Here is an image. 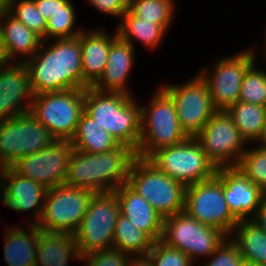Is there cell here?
Instances as JSON below:
<instances>
[{
	"label": "cell",
	"mask_w": 266,
	"mask_h": 266,
	"mask_svg": "<svg viewBox=\"0 0 266 266\" xmlns=\"http://www.w3.org/2000/svg\"><path fill=\"white\" fill-rule=\"evenodd\" d=\"M49 41H42L35 55L24 62L33 95L83 89L79 35Z\"/></svg>",
	"instance_id": "obj_1"
},
{
	"label": "cell",
	"mask_w": 266,
	"mask_h": 266,
	"mask_svg": "<svg viewBox=\"0 0 266 266\" xmlns=\"http://www.w3.org/2000/svg\"><path fill=\"white\" fill-rule=\"evenodd\" d=\"M136 157V151L124 144L94 154L73 149L65 184L86 188L94 193L113 192L127 182Z\"/></svg>",
	"instance_id": "obj_2"
},
{
	"label": "cell",
	"mask_w": 266,
	"mask_h": 266,
	"mask_svg": "<svg viewBox=\"0 0 266 266\" xmlns=\"http://www.w3.org/2000/svg\"><path fill=\"white\" fill-rule=\"evenodd\" d=\"M135 95L85 89L84 111L99 129L111 134L119 144L137 151L141 137V108Z\"/></svg>",
	"instance_id": "obj_3"
},
{
	"label": "cell",
	"mask_w": 266,
	"mask_h": 266,
	"mask_svg": "<svg viewBox=\"0 0 266 266\" xmlns=\"http://www.w3.org/2000/svg\"><path fill=\"white\" fill-rule=\"evenodd\" d=\"M141 105V137L136 156L148 159L155 151L177 145L188 137L182 131L172 98L160 87Z\"/></svg>",
	"instance_id": "obj_4"
},
{
	"label": "cell",
	"mask_w": 266,
	"mask_h": 266,
	"mask_svg": "<svg viewBox=\"0 0 266 266\" xmlns=\"http://www.w3.org/2000/svg\"><path fill=\"white\" fill-rule=\"evenodd\" d=\"M127 183L166 218L184 211L185 186L158 170L147 159L136 157Z\"/></svg>",
	"instance_id": "obj_5"
},
{
	"label": "cell",
	"mask_w": 266,
	"mask_h": 266,
	"mask_svg": "<svg viewBox=\"0 0 266 266\" xmlns=\"http://www.w3.org/2000/svg\"><path fill=\"white\" fill-rule=\"evenodd\" d=\"M85 89L78 88L33 96L31 114L55 139L71 140L84 111Z\"/></svg>",
	"instance_id": "obj_6"
},
{
	"label": "cell",
	"mask_w": 266,
	"mask_h": 266,
	"mask_svg": "<svg viewBox=\"0 0 266 266\" xmlns=\"http://www.w3.org/2000/svg\"><path fill=\"white\" fill-rule=\"evenodd\" d=\"M147 160L185 187L213 178L217 170L194 137L155 151Z\"/></svg>",
	"instance_id": "obj_7"
},
{
	"label": "cell",
	"mask_w": 266,
	"mask_h": 266,
	"mask_svg": "<svg viewBox=\"0 0 266 266\" xmlns=\"http://www.w3.org/2000/svg\"><path fill=\"white\" fill-rule=\"evenodd\" d=\"M120 202L113 192L95 193L90 200L74 239L81 256L112 248Z\"/></svg>",
	"instance_id": "obj_8"
},
{
	"label": "cell",
	"mask_w": 266,
	"mask_h": 266,
	"mask_svg": "<svg viewBox=\"0 0 266 266\" xmlns=\"http://www.w3.org/2000/svg\"><path fill=\"white\" fill-rule=\"evenodd\" d=\"M227 238L222 230L204 225L182 211L164 218L160 240L184 252L194 263L199 257H210Z\"/></svg>",
	"instance_id": "obj_9"
},
{
	"label": "cell",
	"mask_w": 266,
	"mask_h": 266,
	"mask_svg": "<svg viewBox=\"0 0 266 266\" xmlns=\"http://www.w3.org/2000/svg\"><path fill=\"white\" fill-rule=\"evenodd\" d=\"M95 193L65 183L48 188L43 212L36 226L51 232L74 234Z\"/></svg>",
	"instance_id": "obj_10"
},
{
	"label": "cell",
	"mask_w": 266,
	"mask_h": 266,
	"mask_svg": "<svg viewBox=\"0 0 266 266\" xmlns=\"http://www.w3.org/2000/svg\"><path fill=\"white\" fill-rule=\"evenodd\" d=\"M253 46L234 55L214 61L213 67L200 69L198 74L207 83L212 103L217 110H227L238 102L241 84L247 69L256 62Z\"/></svg>",
	"instance_id": "obj_11"
},
{
	"label": "cell",
	"mask_w": 266,
	"mask_h": 266,
	"mask_svg": "<svg viewBox=\"0 0 266 266\" xmlns=\"http://www.w3.org/2000/svg\"><path fill=\"white\" fill-rule=\"evenodd\" d=\"M55 138L27 112L0 123V168L46 148Z\"/></svg>",
	"instance_id": "obj_12"
},
{
	"label": "cell",
	"mask_w": 266,
	"mask_h": 266,
	"mask_svg": "<svg viewBox=\"0 0 266 266\" xmlns=\"http://www.w3.org/2000/svg\"><path fill=\"white\" fill-rule=\"evenodd\" d=\"M173 100L177 118L187 137H195L217 111L207 83L199 74L181 84L160 86Z\"/></svg>",
	"instance_id": "obj_13"
},
{
	"label": "cell",
	"mask_w": 266,
	"mask_h": 266,
	"mask_svg": "<svg viewBox=\"0 0 266 266\" xmlns=\"http://www.w3.org/2000/svg\"><path fill=\"white\" fill-rule=\"evenodd\" d=\"M184 211L198 222L231 235L238 221L224 197V183L213 178L185 187Z\"/></svg>",
	"instance_id": "obj_14"
},
{
	"label": "cell",
	"mask_w": 266,
	"mask_h": 266,
	"mask_svg": "<svg viewBox=\"0 0 266 266\" xmlns=\"http://www.w3.org/2000/svg\"><path fill=\"white\" fill-rule=\"evenodd\" d=\"M194 138L216 168L236 167L248 146L227 110H217Z\"/></svg>",
	"instance_id": "obj_15"
},
{
	"label": "cell",
	"mask_w": 266,
	"mask_h": 266,
	"mask_svg": "<svg viewBox=\"0 0 266 266\" xmlns=\"http://www.w3.org/2000/svg\"><path fill=\"white\" fill-rule=\"evenodd\" d=\"M73 146L69 140L54 139L46 148L17 160L11 168L47 189L65 183Z\"/></svg>",
	"instance_id": "obj_16"
},
{
	"label": "cell",
	"mask_w": 266,
	"mask_h": 266,
	"mask_svg": "<svg viewBox=\"0 0 266 266\" xmlns=\"http://www.w3.org/2000/svg\"><path fill=\"white\" fill-rule=\"evenodd\" d=\"M3 205L15 212H29L34 210L31 224H37L43 212L47 188L41 183L17 174L11 167L2 168Z\"/></svg>",
	"instance_id": "obj_17"
},
{
	"label": "cell",
	"mask_w": 266,
	"mask_h": 266,
	"mask_svg": "<svg viewBox=\"0 0 266 266\" xmlns=\"http://www.w3.org/2000/svg\"><path fill=\"white\" fill-rule=\"evenodd\" d=\"M216 176L224 183V197L232 216L239 222L251 220L265 192L236 167H220Z\"/></svg>",
	"instance_id": "obj_18"
},
{
	"label": "cell",
	"mask_w": 266,
	"mask_h": 266,
	"mask_svg": "<svg viewBox=\"0 0 266 266\" xmlns=\"http://www.w3.org/2000/svg\"><path fill=\"white\" fill-rule=\"evenodd\" d=\"M33 96L25 63L11 62L0 68V123L30 112Z\"/></svg>",
	"instance_id": "obj_19"
},
{
	"label": "cell",
	"mask_w": 266,
	"mask_h": 266,
	"mask_svg": "<svg viewBox=\"0 0 266 266\" xmlns=\"http://www.w3.org/2000/svg\"><path fill=\"white\" fill-rule=\"evenodd\" d=\"M134 57L135 47L117 36L111 42L104 72L92 87L102 92L134 95L127 82L135 62Z\"/></svg>",
	"instance_id": "obj_20"
},
{
	"label": "cell",
	"mask_w": 266,
	"mask_h": 266,
	"mask_svg": "<svg viewBox=\"0 0 266 266\" xmlns=\"http://www.w3.org/2000/svg\"><path fill=\"white\" fill-rule=\"evenodd\" d=\"M83 30L79 34L83 69V89L92 87L102 76L107 64L111 42L117 30L109 34L105 29ZM105 30V31H104Z\"/></svg>",
	"instance_id": "obj_21"
},
{
	"label": "cell",
	"mask_w": 266,
	"mask_h": 266,
	"mask_svg": "<svg viewBox=\"0 0 266 266\" xmlns=\"http://www.w3.org/2000/svg\"><path fill=\"white\" fill-rule=\"evenodd\" d=\"M120 202V214L139 230L145 232L154 242L161 239L162 216L137 193L127 182L115 191Z\"/></svg>",
	"instance_id": "obj_22"
},
{
	"label": "cell",
	"mask_w": 266,
	"mask_h": 266,
	"mask_svg": "<svg viewBox=\"0 0 266 266\" xmlns=\"http://www.w3.org/2000/svg\"><path fill=\"white\" fill-rule=\"evenodd\" d=\"M0 35L11 62H26L35 55L42 42L37 34L8 11L0 14Z\"/></svg>",
	"instance_id": "obj_23"
},
{
	"label": "cell",
	"mask_w": 266,
	"mask_h": 266,
	"mask_svg": "<svg viewBox=\"0 0 266 266\" xmlns=\"http://www.w3.org/2000/svg\"><path fill=\"white\" fill-rule=\"evenodd\" d=\"M36 254V266H69L70 259L81 258L73 234L39 228Z\"/></svg>",
	"instance_id": "obj_24"
},
{
	"label": "cell",
	"mask_w": 266,
	"mask_h": 266,
	"mask_svg": "<svg viewBox=\"0 0 266 266\" xmlns=\"http://www.w3.org/2000/svg\"><path fill=\"white\" fill-rule=\"evenodd\" d=\"M28 224V230L17 225L4 226L2 236L7 266H36L38 227L35 224Z\"/></svg>",
	"instance_id": "obj_25"
},
{
	"label": "cell",
	"mask_w": 266,
	"mask_h": 266,
	"mask_svg": "<svg viewBox=\"0 0 266 266\" xmlns=\"http://www.w3.org/2000/svg\"><path fill=\"white\" fill-rule=\"evenodd\" d=\"M70 143L75 150L93 154L110 151L119 145V142L110 133L99 129L95 120L85 111L80 116Z\"/></svg>",
	"instance_id": "obj_26"
},
{
	"label": "cell",
	"mask_w": 266,
	"mask_h": 266,
	"mask_svg": "<svg viewBox=\"0 0 266 266\" xmlns=\"http://www.w3.org/2000/svg\"><path fill=\"white\" fill-rule=\"evenodd\" d=\"M118 36L125 42L134 43L137 41L149 50L158 48L167 33L160 25L153 22L143 21L132 15L128 10L122 15L118 27Z\"/></svg>",
	"instance_id": "obj_27"
},
{
	"label": "cell",
	"mask_w": 266,
	"mask_h": 266,
	"mask_svg": "<svg viewBox=\"0 0 266 266\" xmlns=\"http://www.w3.org/2000/svg\"><path fill=\"white\" fill-rule=\"evenodd\" d=\"M229 237L244 260L266 265V232L254 221H239Z\"/></svg>",
	"instance_id": "obj_28"
},
{
	"label": "cell",
	"mask_w": 266,
	"mask_h": 266,
	"mask_svg": "<svg viewBox=\"0 0 266 266\" xmlns=\"http://www.w3.org/2000/svg\"><path fill=\"white\" fill-rule=\"evenodd\" d=\"M227 112L247 144H253L261 135L266 121V106L238 101Z\"/></svg>",
	"instance_id": "obj_29"
},
{
	"label": "cell",
	"mask_w": 266,
	"mask_h": 266,
	"mask_svg": "<svg viewBox=\"0 0 266 266\" xmlns=\"http://www.w3.org/2000/svg\"><path fill=\"white\" fill-rule=\"evenodd\" d=\"M154 241L143 231L137 229L129 219L119 215L113 236L112 248L131 255L148 254Z\"/></svg>",
	"instance_id": "obj_30"
},
{
	"label": "cell",
	"mask_w": 266,
	"mask_h": 266,
	"mask_svg": "<svg viewBox=\"0 0 266 266\" xmlns=\"http://www.w3.org/2000/svg\"><path fill=\"white\" fill-rule=\"evenodd\" d=\"M174 0H128V11L143 21L160 25L166 32L174 21Z\"/></svg>",
	"instance_id": "obj_31"
},
{
	"label": "cell",
	"mask_w": 266,
	"mask_h": 266,
	"mask_svg": "<svg viewBox=\"0 0 266 266\" xmlns=\"http://www.w3.org/2000/svg\"><path fill=\"white\" fill-rule=\"evenodd\" d=\"M75 3L69 0L46 21V40L77 37L84 29L75 27Z\"/></svg>",
	"instance_id": "obj_32"
},
{
	"label": "cell",
	"mask_w": 266,
	"mask_h": 266,
	"mask_svg": "<svg viewBox=\"0 0 266 266\" xmlns=\"http://www.w3.org/2000/svg\"><path fill=\"white\" fill-rule=\"evenodd\" d=\"M248 145L236 168L266 193V148Z\"/></svg>",
	"instance_id": "obj_33"
},
{
	"label": "cell",
	"mask_w": 266,
	"mask_h": 266,
	"mask_svg": "<svg viewBox=\"0 0 266 266\" xmlns=\"http://www.w3.org/2000/svg\"><path fill=\"white\" fill-rule=\"evenodd\" d=\"M255 63L244 75L238 101L266 106V72Z\"/></svg>",
	"instance_id": "obj_34"
},
{
	"label": "cell",
	"mask_w": 266,
	"mask_h": 266,
	"mask_svg": "<svg viewBox=\"0 0 266 266\" xmlns=\"http://www.w3.org/2000/svg\"><path fill=\"white\" fill-rule=\"evenodd\" d=\"M8 12L42 41L46 40V20L38 12L33 0H9Z\"/></svg>",
	"instance_id": "obj_35"
},
{
	"label": "cell",
	"mask_w": 266,
	"mask_h": 266,
	"mask_svg": "<svg viewBox=\"0 0 266 266\" xmlns=\"http://www.w3.org/2000/svg\"><path fill=\"white\" fill-rule=\"evenodd\" d=\"M148 254L153 266H194L188 255L177 248L168 246L161 240L153 243Z\"/></svg>",
	"instance_id": "obj_36"
},
{
	"label": "cell",
	"mask_w": 266,
	"mask_h": 266,
	"mask_svg": "<svg viewBox=\"0 0 266 266\" xmlns=\"http://www.w3.org/2000/svg\"><path fill=\"white\" fill-rule=\"evenodd\" d=\"M206 260L208 262H205V265L202 264V266H243L244 264V258L240 254L238 246L230 237L222 242Z\"/></svg>",
	"instance_id": "obj_37"
},
{
	"label": "cell",
	"mask_w": 266,
	"mask_h": 266,
	"mask_svg": "<svg viewBox=\"0 0 266 266\" xmlns=\"http://www.w3.org/2000/svg\"><path fill=\"white\" fill-rule=\"evenodd\" d=\"M130 255L114 248H108L82 255L80 261L86 266H127Z\"/></svg>",
	"instance_id": "obj_38"
},
{
	"label": "cell",
	"mask_w": 266,
	"mask_h": 266,
	"mask_svg": "<svg viewBox=\"0 0 266 266\" xmlns=\"http://www.w3.org/2000/svg\"><path fill=\"white\" fill-rule=\"evenodd\" d=\"M89 6L95 8L103 15H110L114 18H122V15L128 10V0H86Z\"/></svg>",
	"instance_id": "obj_39"
},
{
	"label": "cell",
	"mask_w": 266,
	"mask_h": 266,
	"mask_svg": "<svg viewBox=\"0 0 266 266\" xmlns=\"http://www.w3.org/2000/svg\"><path fill=\"white\" fill-rule=\"evenodd\" d=\"M37 7L38 12L47 21L54 15L61 7L64 6L69 0H33Z\"/></svg>",
	"instance_id": "obj_40"
},
{
	"label": "cell",
	"mask_w": 266,
	"mask_h": 266,
	"mask_svg": "<svg viewBox=\"0 0 266 266\" xmlns=\"http://www.w3.org/2000/svg\"><path fill=\"white\" fill-rule=\"evenodd\" d=\"M251 220L266 232V193L261 200L255 216Z\"/></svg>",
	"instance_id": "obj_41"
},
{
	"label": "cell",
	"mask_w": 266,
	"mask_h": 266,
	"mask_svg": "<svg viewBox=\"0 0 266 266\" xmlns=\"http://www.w3.org/2000/svg\"><path fill=\"white\" fill-rule=\"evenodd\" d=\"M127 266H153L149 254L131 255L127 261Z\"/></svg>",
	"instance_id": "obj_42"
},
{
	"label": "cell",
	"mask_w": 266,
	"mask_h": 266,
	"mask_svg": "<svg viewBox=\"0 0 266 266\" xmlns=\"http://www.w3.org/2000/svg\"><path fill=\"white\" fill-rule=\"evenodd\" d=\"M10 63H11V61L9 60V58L6 54L4 43H3L1 35H0V68L3 66H7Z\"/></svg>",
	"instance_id": "obj_43"
},
{
	"label": "cell",
	"mask_w": 266,
	"mask_h": 266,
	"mask_svg": "<svg viewBox=\"0 0 266 266\" xmlns=\"http://www.w3.org/2000/svg\"><path fill=\"white\" fill-rule=\"evenodd\" d=\"M257 143H259V145H257V146L262 147V148H266V121L264 124V128L262 129L261 135L255 144H257Z\"/></svg>",
	"instance_id": "obj_44"
},
{
	"label": "cell",
	"mask_w": 266,
	"mask_h": 266,
	"mask_svg": "<svg viewBox=\"0 0 266 266\" xmlns=\"http://www.w3.org/2000/svg\"><path fill=\"white\" fill-rule=\"evenodd\" d=\"M9 0H0V14L2 12L8 11Z\"/></svg>",
	"instance_id": "obj_45"
},
{
	"label": "cell",
	"mask_w": 266,
	"mask_h": 266,
	"mask_svg": "<svg viewBox=\"0 0 266 266\" xmlns=\"http://www.w3.org/2000/svg\"><path fill=\"white\" fill-rule=\"evenodd\" d=\"M243 266H266V265H261V264H257V263H253V262H249V261L244 260Z\"/></svg>",
	"instance_id": "obj_46"
},
{
	"label": "cell",
	"mask_w": 266,
	"mask_h": 266,
	"mask_svg": "<svg viewBox=\"0 0 266 266\" xmlns=\"http://www.w3.org/2000/svg\"><path fill=\"white\" fill-rule=\"evenodd\" d=\"M1 179H2V168H0V192H2Z\"/></svg>",
	"instance_id": "obj_47"
},
{
	"label": "cell",
	"mask_w": 266,
	"mask_h": 266,
	"mask_svg": "<svg viewBox=\"0 0 266 266\" xmlns=\"http://www.w3.org/2000/svg\"><path fill=\"white\" fill-rule=\"evenodd\" d=\"M265 43H266V41H265ZM265 43H264V45H263V46L265 47V49H264V50H265V51H264V54H266V44H265Z\"/></svg>",
	"instance_id": "obj_48"
}]
</instances>
